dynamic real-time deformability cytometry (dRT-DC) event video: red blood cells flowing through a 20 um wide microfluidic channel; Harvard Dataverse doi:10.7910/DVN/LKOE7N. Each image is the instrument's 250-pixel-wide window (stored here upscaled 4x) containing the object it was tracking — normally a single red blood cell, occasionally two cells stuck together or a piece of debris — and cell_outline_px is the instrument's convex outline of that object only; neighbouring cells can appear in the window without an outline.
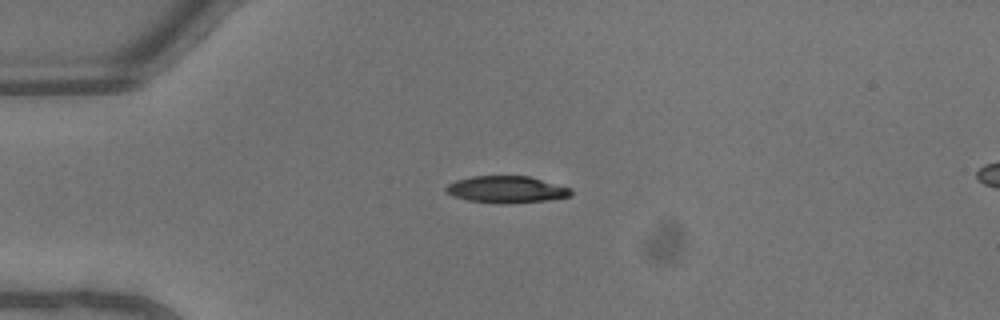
{"species": "common noctule bat (a hibernating species)", "species_latin": "Nyctalus noctula", "temperature_condition": "warm", "stored_images_in_passage": 12, "camera_frame_rate_fps": 3000, "um_per_image_px": 0.085, "animal": {"sex": "male", "body_mass_g": 13.3}, "frame": {"image": 1, "passage_image": 1, "time_ms": 0.0, "image_size_px": [1000, 320], "cell_outline_px": [[572, 196], [548, 200], [508, 204], [500, 204], [468, 200], [452, 196], [444, 192], [444, 188], [448, 184], [456, 180], [472, 176], [528, 176], [572, 188]], "centroid_in_image_um": [43.03, 16.11], "position_along_channel_um": 42.0, "area_um2": 19.77}}
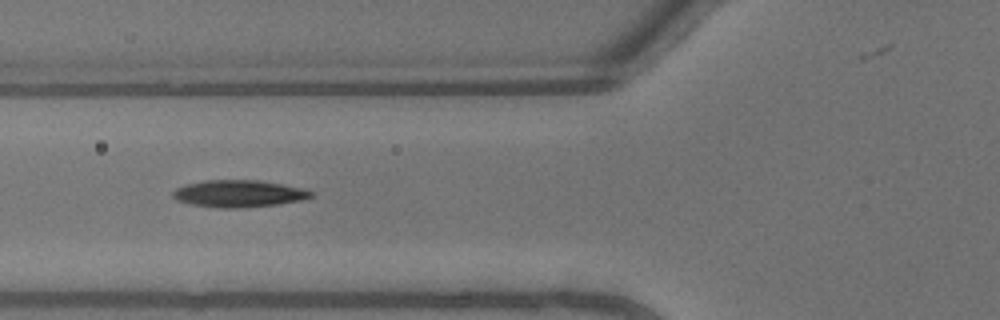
{"frame": {"image": 2, "passage_image": 7, "time_ms": 2.0, "image_size_px": [1000, 320], "cell_outline_px": [[312, 196], [304, 200], [276, 204], [244, 208], [216, 208], [192, 204], [176, 200], [172, 196], [172, 192], [176, 188], [184, 184], [204, 180], [260, 180], [304, 188], [312, 192]], "centroid_in_image_um": [20.27, 16.45], "position_along_channel_um": 105.5, "area_um2": 21.96}}
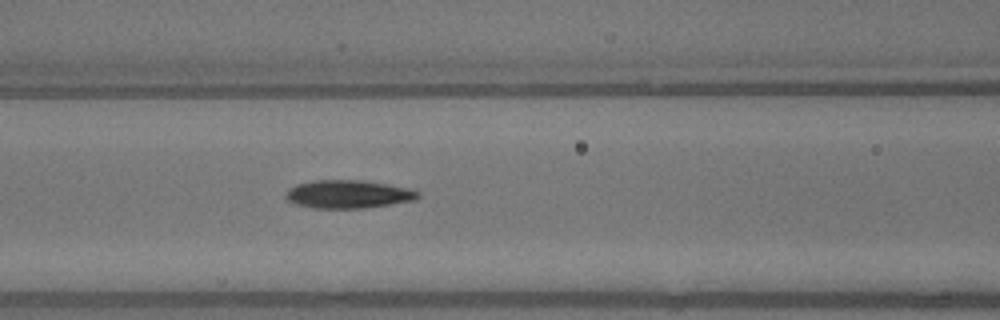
{"frame": {"image": 3, "passage_image": 9, "time_ms": 2.667, "image_size_px": [1000, 320], "cell_outline_px": [[420, 196], [416, 200], [364, 208], [312, 208], [296, 204], [288, 200], [284, 196], [288, 188], [296, 184], [312, 180], [364, 180], [416, 188], [420, 192]], "centroid_in_image_um": [29.65, 16.49], "position_along_channel_um": 137.0, "area_um2": 22.14}}